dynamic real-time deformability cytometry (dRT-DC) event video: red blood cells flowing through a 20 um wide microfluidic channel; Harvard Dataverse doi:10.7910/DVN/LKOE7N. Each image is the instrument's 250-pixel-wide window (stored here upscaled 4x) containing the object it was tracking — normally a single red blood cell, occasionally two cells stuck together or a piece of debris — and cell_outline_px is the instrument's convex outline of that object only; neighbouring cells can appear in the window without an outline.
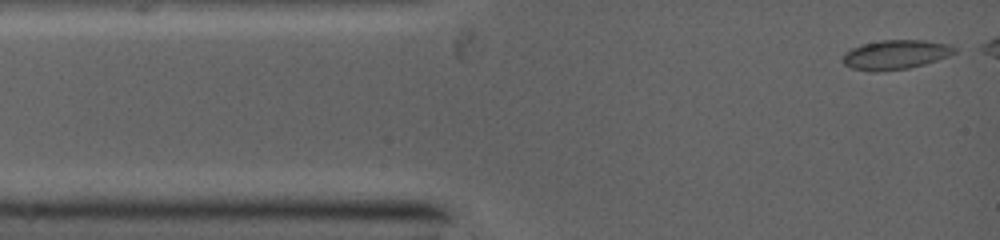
{"species": "common noctule bat (a hibernating species)", "species_latin": "Nyctalus noctula", "temperature_condition": "warm", "stored_images_in_passage": 25, "camera_frame_rate_fps": 5000, "um_per_image_px": 0.085, "animal": {"sex": "female", "body_mass_g": 19.0, "forearm_length_mm": 53.3}, "frame": {"image": 1, "passage_image": 1, "time_ms": 0.0, "image_size_px": [1000, 240], "cell_outline_px": [[956, 52], [948, 56], [924, 64], [908, 68], [876, 72], [868, 72], [852, 68], [844, 64], [844, 56], [852, 48], [864, 44], [884, 40], [924, 40], [944, 44], [956, 48]], "centroid_in_image_um": [76.12, 4.66], "position_along_channel_um": 8.9, "area_um2": 18.73}}
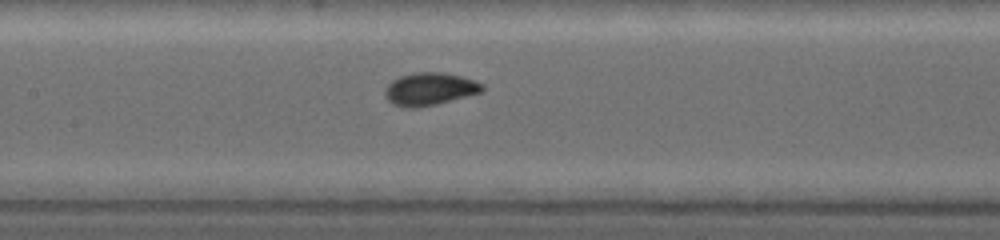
{"frame": {"image": 2, "passage_image": 11, "time_ms": 4.8, "image_size_px": [1000, 240], "cell_outline_px": [[484, 88], [480, 92], [432, 104], [412, 108], [408, 108], [396, 104], [388, 100], [388, 88], [396, 80], [404, 76], [420, 72], [436, 72], [460, 76], [472, 80], [480, 84]], "centroid_in_image_um": [36.57, 7.56], "position_along_channel_um": 170.8, "area_um2": 17.05}}
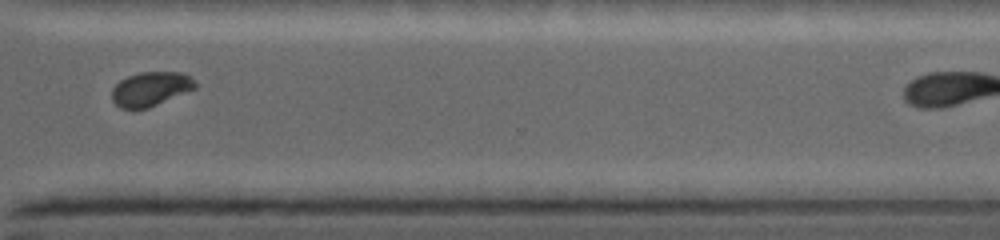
{"frame": {"image": 3, "passage_image": 21, "time_ms": 9.0, "image_size_px": [1000, 240], "cell_outline_px": [[196, 88], [148, 108], [124, 108], [116, 104], [112, 100], [112, 88], [120, 80], [128, 76], [140, 72], [180, 72], [188, 76], [196, 84]], "centroid_in_image_um": [12.78, 7.55], "position_along_channel_um": 357.8, "area_um2": 16.3}}